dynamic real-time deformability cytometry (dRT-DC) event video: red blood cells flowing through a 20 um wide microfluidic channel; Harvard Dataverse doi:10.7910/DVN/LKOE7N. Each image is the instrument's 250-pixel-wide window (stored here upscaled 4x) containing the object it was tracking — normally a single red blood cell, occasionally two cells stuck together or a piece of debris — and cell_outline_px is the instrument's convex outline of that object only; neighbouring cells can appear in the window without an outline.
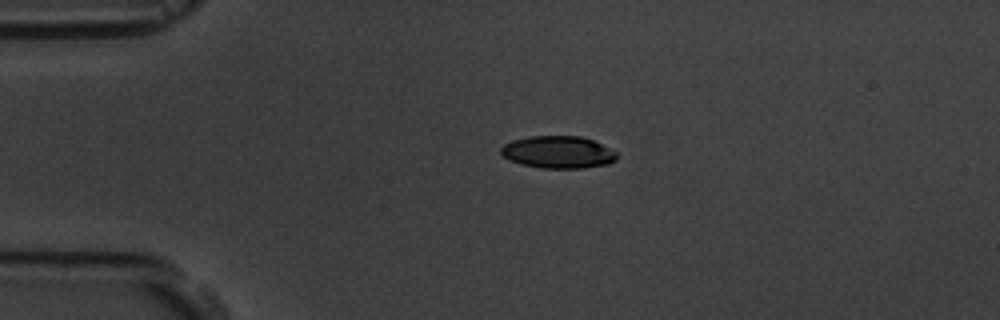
{"species": "common noctule bat (a hibernating species)", "species_latin": "Nyctalus noctula", "temperature_condition": "room temperature", "stored_images_in_passage": 2, "camera_frame_rate_fps": 3000, "um_per_image_px": 0.085, "animal": {"sex": "male", "body_mass_g": 19.5, "forearm_length_mm": 54.6}, "frame": {"image": 1, "passage_image": 1, "time_ms": 0.0, "image_size_px": [1000, 320], "cell_outline_px": [[616, 160], [608, 164], [584, 168], [540, 168], [520, 164], [508, 160], [500, 152], [500, 148], [504, 144], [512, 140], [532, 136], [580, 136], [592, 140], [616, 152]], "centroid_in_image_um": [47.4, 12.94], "position_along_channel_um": 37.6, "area_um2": 21.79}}